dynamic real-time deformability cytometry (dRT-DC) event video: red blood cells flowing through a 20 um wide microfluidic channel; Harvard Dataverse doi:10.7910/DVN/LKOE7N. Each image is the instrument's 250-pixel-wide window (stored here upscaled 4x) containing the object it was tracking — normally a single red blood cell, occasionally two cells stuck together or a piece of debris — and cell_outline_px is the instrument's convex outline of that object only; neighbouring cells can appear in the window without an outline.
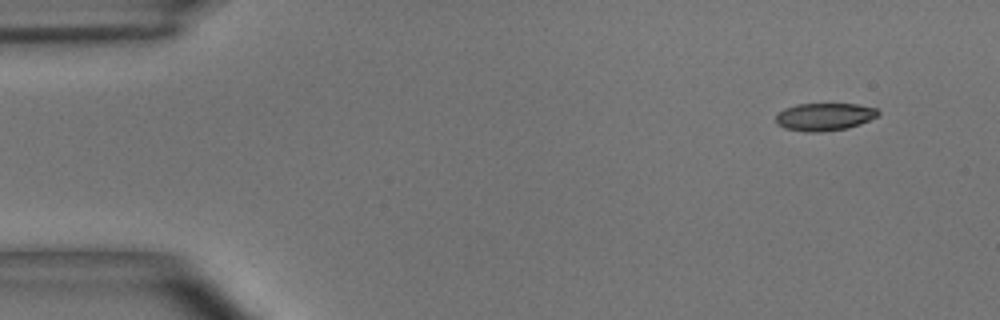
{"species": "common noctule bat (a hibernating species)", "species_latin": "Nyctalus noctula", "temperature_condition": "room temperature", "stored_images_in_passage": 3, "segment_of_instrument_passage": [2, 2], "camera_frame_rate_fps": 3000, "um_per_image_px": 0.085, "animal": {"sex": "male", "body_mass_g": 15.6}, "frame": {"image": 1, "passage_image": 3, "time_ms": 0.667, "image_size_px": [1000, 320], "cell_outline_px": [[880, 112], [876, 116], [860, 124], [848, 128], [820, 132], [804, 132], [784, 128], [776, 124], [776, 116], [784, 108], [796, 104], [856, 104], [876, 108]], "centroid_in_image_um": [70.05, 9.93], "position_along_channel_um": 15.0, "area_um2": 16.47}}